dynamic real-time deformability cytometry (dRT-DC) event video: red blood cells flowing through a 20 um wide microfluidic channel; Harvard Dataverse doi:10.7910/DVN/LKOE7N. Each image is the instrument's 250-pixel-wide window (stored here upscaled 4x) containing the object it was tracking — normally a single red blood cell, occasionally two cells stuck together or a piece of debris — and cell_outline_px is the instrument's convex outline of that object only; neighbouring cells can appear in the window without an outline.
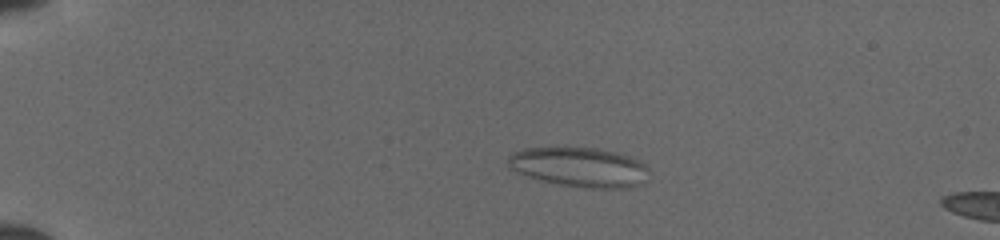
{"species": "common noctule bat (a hibernating species)", "species_latin": "Nyctalus noctula", "temperature_condition": "cold", "stored_images_in_passage": 16, "camera_frame_rate_fps": 3000, "um_per_image_px": 0.085, "animal": {"sex": "female", "body_mass_g": 19.5, "forearm_length_mm": 54.1}, "frame": {"image": 1, "passage_image": 12, "time_ms": 3.667, "image_size_px": [1000, 240], "cell_outline_px": [[648, 168], [640, 184], [624, 188], [584, 188], [560, 184], [540, 180], [508, 168], [508, 156], [512, 152], [524, 148], [596, 148], [628, 156], [644, 164]], "centroid_in_image_um": [49.18, 14.2], "position_along_channel_um": 35.8, "area_um2": 31.91}}